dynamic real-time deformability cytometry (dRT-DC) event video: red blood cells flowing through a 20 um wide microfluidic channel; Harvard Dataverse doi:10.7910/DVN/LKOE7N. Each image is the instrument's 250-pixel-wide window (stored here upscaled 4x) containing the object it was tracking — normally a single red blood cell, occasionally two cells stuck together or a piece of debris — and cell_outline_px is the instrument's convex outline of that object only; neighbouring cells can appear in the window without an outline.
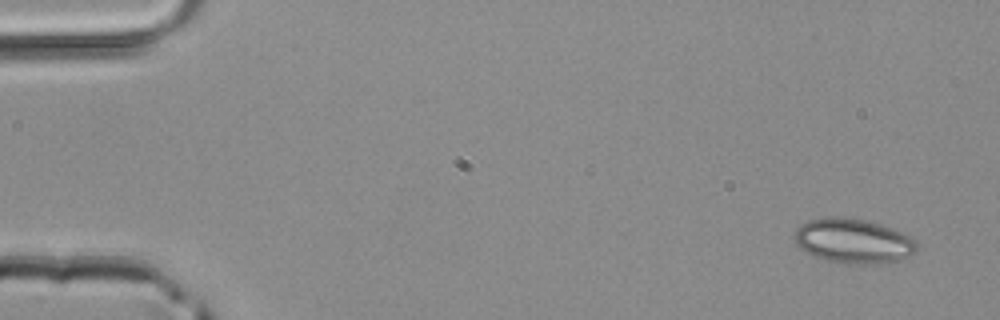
{"species": "common noctule bat (a hibernating species)", "species_latin": "Nyctalus noctula", "temperature_condition": "room temperature", "stored_images_in_passage": 3, "camera_frame_rate_fps": 3000, "um_per_image_px": 0.085, "animal": {"sex": "male", "body_mass_g": 20.4}, "frame": {"image": 1, "passage_image": 1, "time_ms": 0.0, "image_size_px": [1000, 320], "cell_outline_px": [[916, 252], [912, 256], [896, 260], [872, 264], [844, 264], [824, 260], [812, 256], [800, 248], [796, 244], [796, 228], [800, 224], [808, 220], [824, 216], [840, 216], [868, 220], [892, 228], [916, 240]], "centroid_in_image_um": [72.5, 20.48], "position_along_channel_um": 12.5, "area_um2": 32.14}}